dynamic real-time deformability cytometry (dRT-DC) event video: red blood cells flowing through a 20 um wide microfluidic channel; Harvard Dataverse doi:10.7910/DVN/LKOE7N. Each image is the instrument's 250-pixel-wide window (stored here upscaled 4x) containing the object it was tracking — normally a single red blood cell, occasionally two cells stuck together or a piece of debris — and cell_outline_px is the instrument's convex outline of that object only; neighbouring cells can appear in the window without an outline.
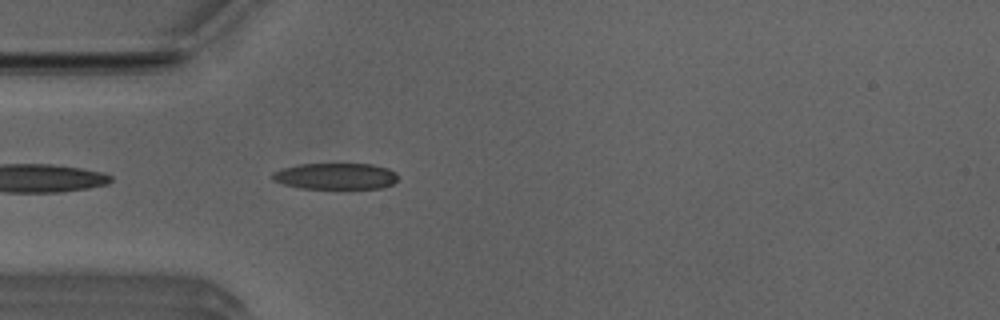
{"species": "Egyptian fruit bat (a non-hibernating species)", "species_latin": "Rousettus aegyptiacus", "temperature_condition": "room temperature", "stored_images_in_passage": 39, "camera_frame_rate_fps": 3000, "um_per_image_px": 0.085, "animal": {"sex": "male"}, "frame": {"image": 1, "passage_image": 2, "time_ms": 0.333, "image_size_px": [1000, 320], "cell_outline_px": [[396, 180], [392, 184], [380, 188], [300, 188], [284, 184], [272, 180], [272, 172], [284, 168], [300, 164], [372, 164], [388, 168], [396, 172]], "centroid_in_image_um": [28.52, 14.97], "position_along_channel_um": 56.5, "area_um2": 19.07}}
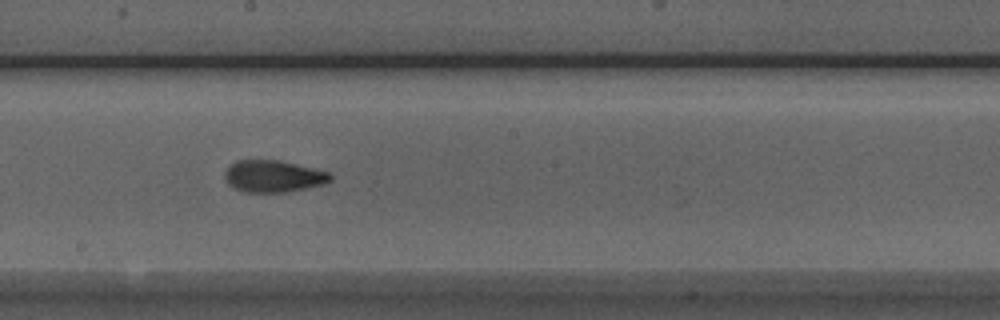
{"frame": {"image": 2, "passage_image": 15, "time_ms": 4.667, "image_size_px": [1000, 320], "cell_outline_px": [[332, 180], [324, 184], [284, 192], [244, 192], [228, 184], [224, 176], [224, 172], [236, 160], [280, 160], [328, 172], [332, 176]], "centroid_in_image_um": [23.22, 14.98], "position_along_channel_um": 225.0, "area_um2": 19.42}}
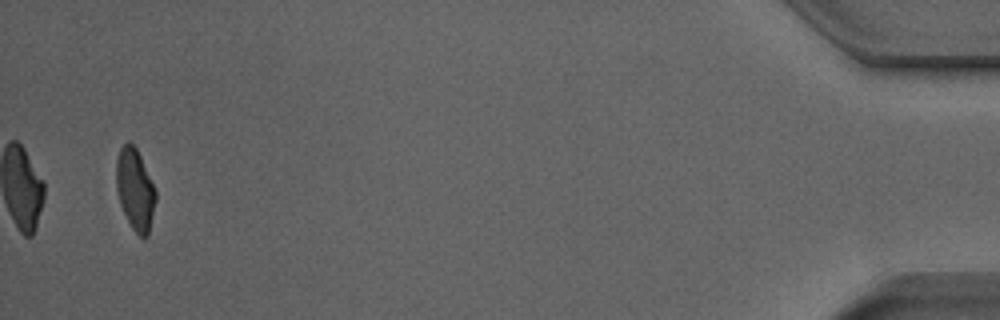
{"frame": {"image": 3, "passage_image": 37, "time_ms": 12.0, "image_size_px": [1000, 320], "cell_outline_px": [[156, 200], [148, 236], [140, 236], [132, 228], [120, 204], [116, 188], [116, 160], [120, 148], [128, 140], [136, 148], [156, 188]], "centroid_in_image_um": [11.49, 16.08], "position_along_channel_um": 423.7, "area_um2": 18.67}, "authors_computed_cell_mechanics": {"area_um2": 19.4786, "velocity_mm_per_s": 3.9548, "shape_relaxation_time_tau1_ms": 3.9846, "shape_relaxation_time_tau2_ms": 1.3625, "deformation_change_tau1": 0.1358, "deformation_change_tau2": 0.0824}}